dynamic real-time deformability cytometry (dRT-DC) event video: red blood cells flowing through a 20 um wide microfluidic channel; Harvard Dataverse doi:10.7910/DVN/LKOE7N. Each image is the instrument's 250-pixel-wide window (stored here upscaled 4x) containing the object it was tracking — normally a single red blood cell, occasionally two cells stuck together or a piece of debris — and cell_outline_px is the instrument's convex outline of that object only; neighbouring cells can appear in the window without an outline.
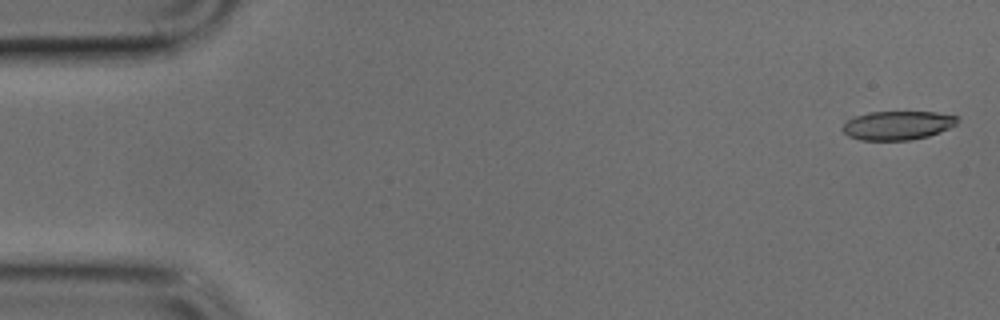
{"species": "common noctule bat (a hibernating species)", "species_latin": "Nyctalus noctula", "temperature_condition": "cold", "stored_images_in_passage": 5, "camera_frame_rate_fps": 3000, "um_per_image_px": 0.085, "animal": {"sex": "male", "body_mass_g": 17.9, "forearm_length_mm": 54.2}, "frame": {"image": 1, "passage_image": 1, "time_ms": 0.0, "image_size_px": [1000, 320], "cell_outline_px": [[960, 120], [956, 124], [940, 132], [928, 136], [908, 140], [860, 140], [848, 136], [840, 128], [848, 120], [856, 116], [868, 112], [936, 112], [960, 116]], "centroid_in_image_um": [76.31, 10.65], "position_along_channel_um": 8.7, "area_um2": 19.36}}